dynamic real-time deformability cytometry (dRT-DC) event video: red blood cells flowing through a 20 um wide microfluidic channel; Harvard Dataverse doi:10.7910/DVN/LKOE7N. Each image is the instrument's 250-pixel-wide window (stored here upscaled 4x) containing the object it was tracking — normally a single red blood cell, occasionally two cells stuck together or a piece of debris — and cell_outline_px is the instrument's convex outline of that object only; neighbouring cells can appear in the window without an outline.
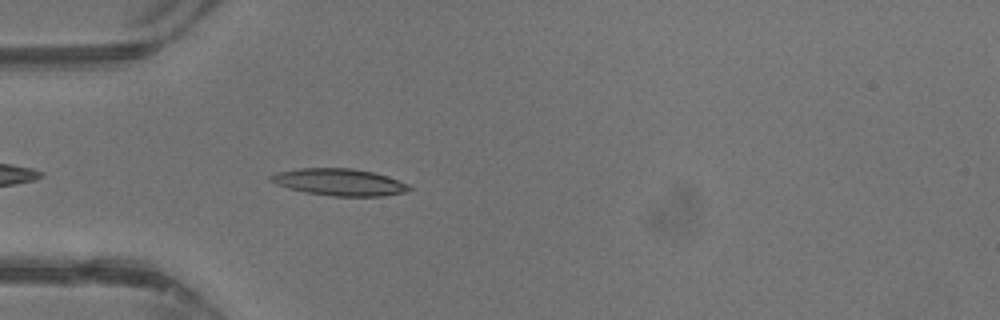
{"species": "common noctule bat (a hibernating species)", "species_latin": "Nyctalus noctula", "temperature_condition": "warm", "stored_images_in_passage": 28, "camera_frame_rate_fps": 3000, "um_per_image_px": 0.085, "animal": {"sex": "male", "body_mass_g": 13.3}, "frame": {"image": 1, "passage_image": 3, "time_ms": 0.667, "image_size_px": [1000, 320], "cell_outline_px": [[412, 188], [404, 192], [384, 196], [332, 196], [304, 192], [288, 188], [276, 184], [268, 180], [268, 176], [276, 172], [300, 168], [352, 168], [372, 172], [388, 176], [408, 184]], "centroid_in_image_um": [28.81, 15.48], "position_along_channel_um": 56.2, "area_um2": 21.79}}
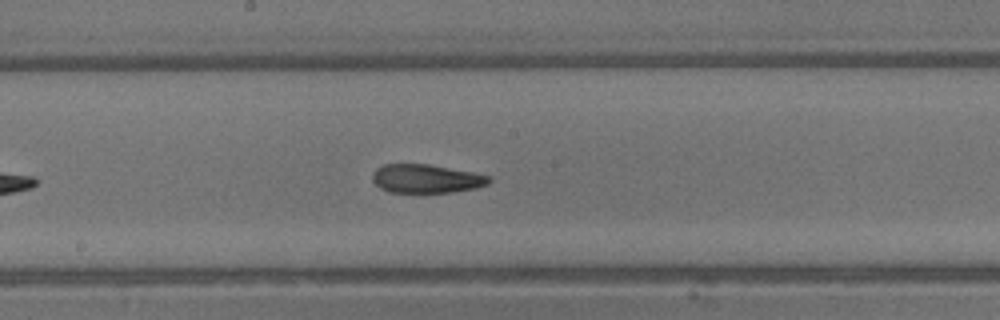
{"frame": {"image": 2, "passage_image": 13, "time_ms": 4.0, "image_size_px": [1000, 320], "cell_outline_px": [[492, 180], [488, 184], [476, 188], [452, 192], [420, 196], [388, 192], [380, 188], [372, 180], [372, 172], [376, 168], [384, 164], [428, 164], [472, 172], [492, 176]], "centroid_in_image_um": [36.2, 15.24], "position_along_channel_um": 212.0, "area_um2": 20.46}}
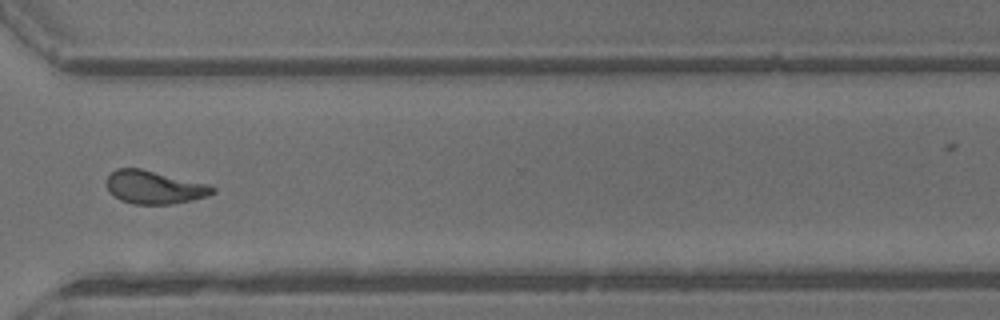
{"frame": {"image": 3, "passage_image": 22, "time_ms": 7.0, "image_size_px": [1000, 320], "cell_outline_px": [[216, 192], [208, 196], [192, 200], [172, 204], [132, 204], [120, 200], [108, 192], [108, 176], [116, 168], [140, 168], [208, 184], [216, 188]], "centroid_in_image_um": [13.13, 15.92], "position_along_channel_um": 357.5, "area_um2": 20.46}, "authors_computed_cell_mechanics": {"area_um2": 20.23, "velocity_mm_per_s": 4.8647, "shape_relaxation_time_tau1_ms": 6.3358, "shape_relaxation_time_tau2_ms": 2.5137, "deformation_change_tau1": 0.2466, "deformation_change_tau2": 0.1211}}